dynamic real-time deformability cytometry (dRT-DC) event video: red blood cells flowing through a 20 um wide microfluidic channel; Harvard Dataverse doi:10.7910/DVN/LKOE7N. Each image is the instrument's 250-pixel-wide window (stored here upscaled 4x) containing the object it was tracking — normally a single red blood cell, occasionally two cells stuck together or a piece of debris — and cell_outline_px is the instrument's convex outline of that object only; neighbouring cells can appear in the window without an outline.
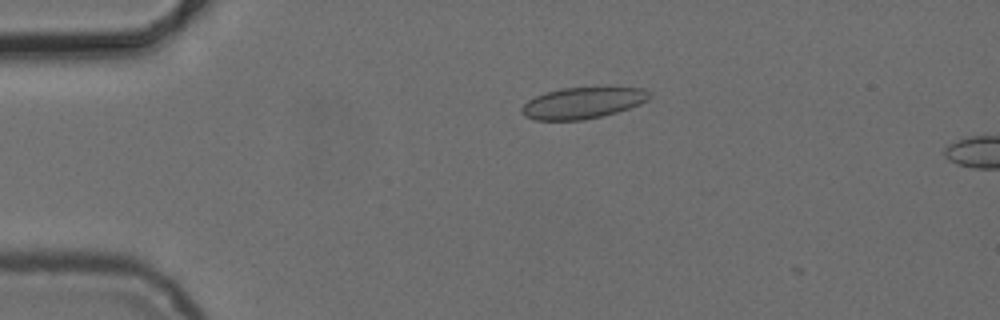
{"species": "common noctule bat (a hibernating species)", "species_latin": "Nyctalus noctula", "temperature_condition": "cold", "stored_images_in_passage": 5, "camera_frame_rate_fps": 3000, "um_per_image_px": 0.085, "animal": {"sex": "female", "body_mass_g": 24.6, "forearm_length_mm": 56.2}, "frame": {"image": 1, "passage_image": 3, "time_ms": 2.333, "image_size_px": [1000, 320], "cell_outline_px": [[652, 96], [648, 100], [640, 104], [616, 112], [584, 120], [536, 120], [524, 116], [520, 112], [520, 108], [528, 100], [544, 92], [560, 88], [644, 88]], "centroid_in_image_um": [49.48, 8.75], "position_along_channel_um": 35.5, "area_um2": 23.18}}